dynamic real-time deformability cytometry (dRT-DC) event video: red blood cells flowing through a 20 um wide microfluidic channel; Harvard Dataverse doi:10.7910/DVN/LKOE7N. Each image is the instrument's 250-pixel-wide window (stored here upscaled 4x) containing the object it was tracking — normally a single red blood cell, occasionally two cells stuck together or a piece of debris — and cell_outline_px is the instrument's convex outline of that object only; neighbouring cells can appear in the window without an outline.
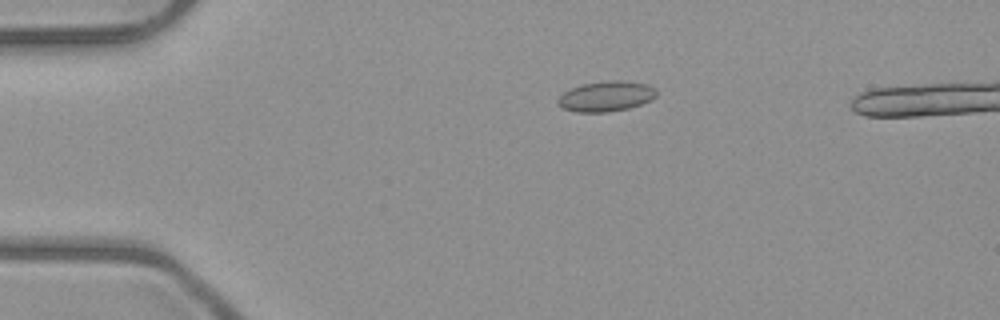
{"species": "common noctule bat (a hibernating species)", "species_latin": "Nyctalus noctula", "temperature_condition": "room temperature", "stored_images_in_passage": 6, "camera_frame_rate_fps": 3000, "um_per_image_px": 0.085, "animal": {"sex": "male", "body_mass_g": 23.1, "forearm_length_mm": 52.7}, "frame": {"image": 1, "passage_image": 2, "time_ms": 1.333, "image_size_px": [1000, 320], "cell_outline_px": [[656, 96], [652, 100], [628, 108], [608, 112], [576, 112], [564, 108], [556, 104], [556, 100], [564, 92], [572, 88], [584, 84], [608, 80], [620, 80], [648, 84], [656, 88]], "centroid_in_image_um": [51.53, 8.18], "position_along_channel_um": 33.5, "area_um2": 17.4}}
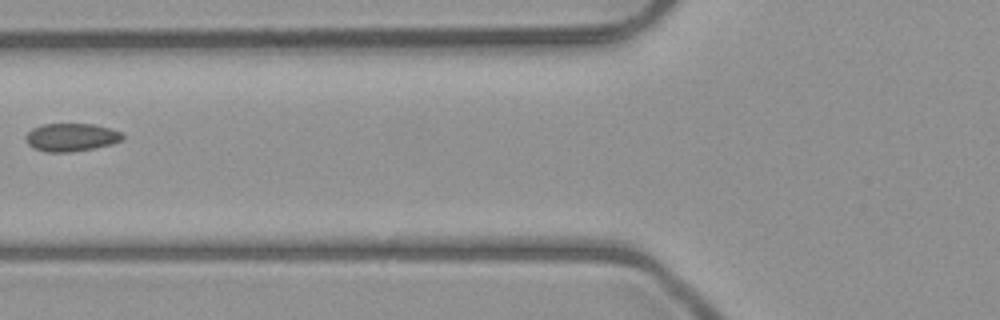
{"frame": {"image": 2, "passage_image": 5, "time_ms": 4.667, "image_size_px": [1000, 320], "cell_outline_px": [[124, 140], [112, 144], [96, 148], [72, 152], [44, 152], [32, 148], [28, 144], [24, 136], [32, 128], [44, 124], [92, 124], [112, 128], [124, 132]], "centroid_in_image_um": [6.09, 11.67], "position_along_channel_um": 119.7, "area_um2": 16.18}}
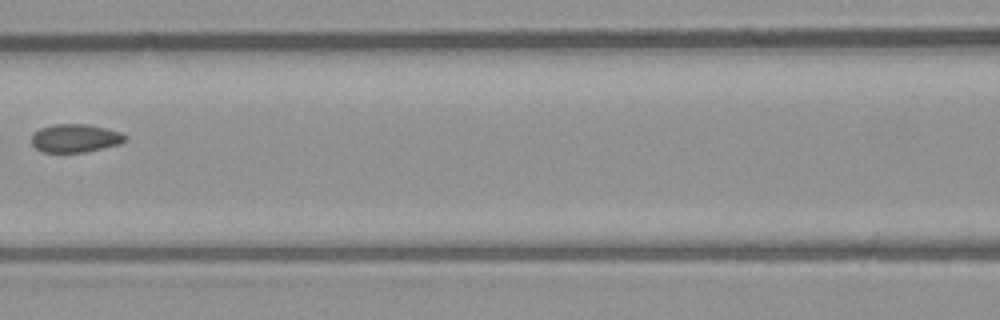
{"frame": {"image": 3, "passage_image": 6, "time_ms": 5.667, "image_size_px": [1000, 320], "cell_outline_px": [[128, 140], [120, 144], [84, 152], [44, 152], [36, 148], [32, 144], [32, 136], [40, 128], [52, 124], [88, 124], [120, 132], [128, 136]], "centroid_in_image_um": [6.43, 11.74], "position_along_channel_um": 160.2, "area_um2": 15.37}}